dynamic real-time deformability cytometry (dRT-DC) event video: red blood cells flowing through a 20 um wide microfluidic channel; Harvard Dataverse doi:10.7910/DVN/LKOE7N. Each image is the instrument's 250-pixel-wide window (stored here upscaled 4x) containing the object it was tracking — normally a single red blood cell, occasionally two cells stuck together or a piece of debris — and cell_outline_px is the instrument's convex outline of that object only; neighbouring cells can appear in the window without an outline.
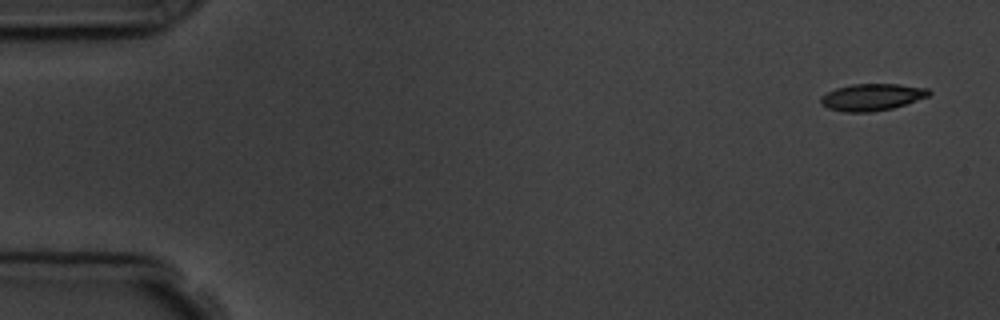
{"species": "common noctule bat (a hibernating species)", "species_latin": "Nyctalus noctula", "temperature_condition": "room temperature", "stored_images_in_passage": 5, "camera_frame_rate_fps": 3000, "um_per_image_px": 0.085, "animal": {"sex": "male", "body_mass_g": 19.5, "forearm_length_mm": 54.6}, "frame": {"image": 1, "passage_image": 1, "time_ms": 0.0, "image_size_px": [1000, 320], "cell_outline_px": [[932, 92], [928, 96], [892, 108], [872, 112], [844, 112], [828, 108], [820, 104], [820, 96], [836, 88], [852, 84], [900, 84], [928, 88]], "centroid_in_image_um": [74.09, 8.25], "position_along_channel_um": 10.9, "area_um2": 16.94}}
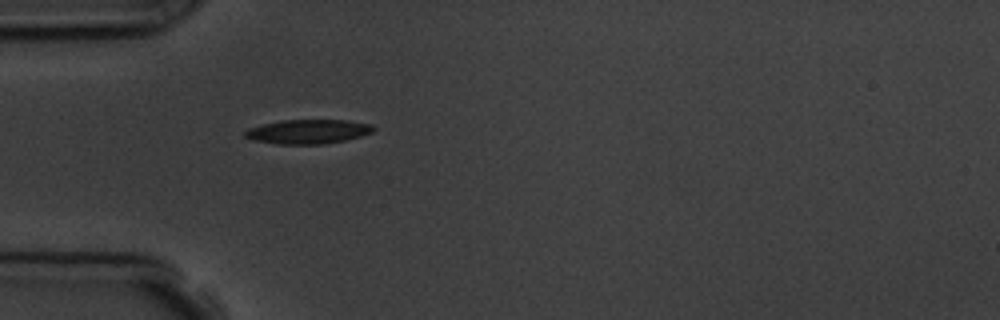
{"frame": {"image": 2, "passage_image": 5, "time_ms": 4.667, "image_size_px": [1000, 320], "cell_outline_px": [[376, 128], [372, 132], [360, 136], [344, 140], [324, 144], [276, 144], [252, 140], [244, 136], [244, 132], [248, 128], [264, 124], [284, 120], [344, 120], [372, 124]], "centroid_in_image_um": [26.17, 11.19], "position_along_channel_um": 58.8, "area_um2": 18.09}}